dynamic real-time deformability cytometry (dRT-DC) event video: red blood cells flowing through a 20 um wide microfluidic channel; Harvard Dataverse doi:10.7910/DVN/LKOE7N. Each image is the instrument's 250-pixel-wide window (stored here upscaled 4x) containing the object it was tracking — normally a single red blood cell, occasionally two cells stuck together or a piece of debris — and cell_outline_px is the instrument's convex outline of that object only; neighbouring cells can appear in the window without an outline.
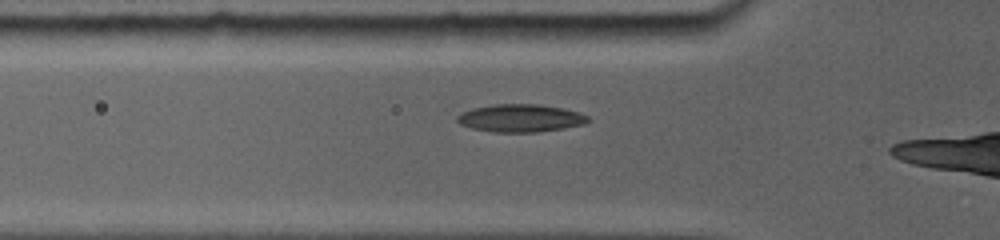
{"species": "common noctule bat (a hibernating species)", "species_latin": "Nyctalus noctula", "temperature_condition": "room temperature", "stored_images_in_passage": 38, "camera_frame_rate_fps": 5000, "um_per_image_px": 0.085, "animal": {"sex": "female", "body_mass_g": 19.0, "forearm_length_mm": 56.7}, "frame": {"image": 1, "passage_image": 19, "time_ms": 3.4, "image_size_px": [1000, 240], "cell_outline_px": [[588, 120], [580, 124], [560, 128], [536, 132], [496, 132], [472, 128], [460, 124], [456, 120], [456, 116], [472, 108], [492, 104], [540, 104], [564, 108], [580, 112], [588, 116]], "centroid_in_image_um": [44.2, 10.02], "position_along_channel_um": 81.6, "area_um2": 20.92}}
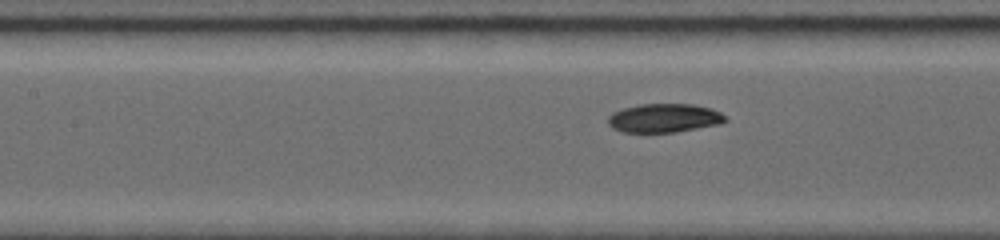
{"frame": {"image": 2, "passage_image": 28, "time_ms": 5.2, "image_size_px": [1000, 240], "cell_outline_px": [[728, 120], [720, 124], [672, 132], [624, 132], [608, 124], [608, 116], [612, 112], [624, 108], [640, 104], [692, 104], [712, 108], [720, 112]], "centroid_in_image_um": [56.47, 10.02], "position_along_channel_um": 150.9, "area_um2": 19.48}}
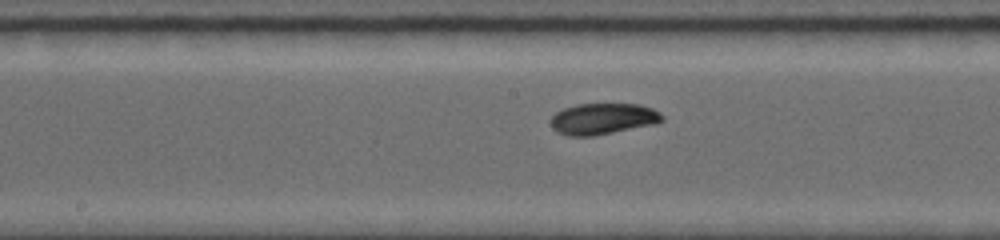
{"frame": {"image": 3, "passage_image": 35, "time_ms": 6.4, "image_size_px": [1000, 240], "cell_outline_px": [[664, 120], [652, 124], [592, 136], [572, 136], [560, 132], [552, 128], [552, 116], [556, 112], [564, 108], [576, 104], [640, 104], [652, 108], [660, 112], [664, 116]], "centroid_in_image_um": [51.26, 10.08], "position_along_channel_um": 196.9, "area_um2": 19.94}}